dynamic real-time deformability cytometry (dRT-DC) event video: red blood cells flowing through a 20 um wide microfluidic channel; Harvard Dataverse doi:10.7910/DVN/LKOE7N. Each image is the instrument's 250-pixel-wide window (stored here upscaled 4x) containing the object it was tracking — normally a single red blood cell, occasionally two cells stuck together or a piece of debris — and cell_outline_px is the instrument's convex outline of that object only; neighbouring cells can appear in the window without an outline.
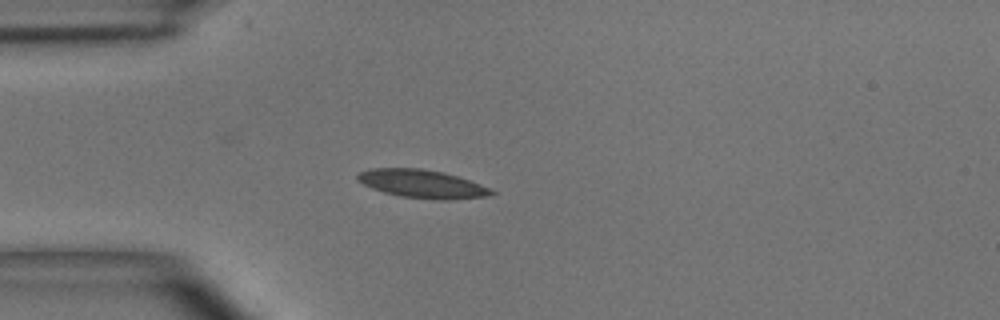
{"species": "common noctule bat (a hibernating species)", "species_latin": "Nyctalus noctula", "temperature_condition": "room temperature", "stored_images_in_passage": 1, "camera_frame_rate_fps": 3000, "um_per_image_px": 0.085, "animal": {"sex": "male", "body_mass_g": 15.6}, "frame": {"image": 1, "passage_image": 1, "time_ms": 0.0, "image_size_px": [1000, 320], "cell_outline_px": [[496, 192], [492, 196], [452, 200], [440, 200], [400, 196], [384, 192], [372, 188], [356, 180], [356, 176], [360, 172], [372, 168], [420, 168], [444, 172], [480, 184]], "centroid_in_image_um": [35.9, 15.63], "position_along_channel_um": 49.1, "area_um2": 22.02}}